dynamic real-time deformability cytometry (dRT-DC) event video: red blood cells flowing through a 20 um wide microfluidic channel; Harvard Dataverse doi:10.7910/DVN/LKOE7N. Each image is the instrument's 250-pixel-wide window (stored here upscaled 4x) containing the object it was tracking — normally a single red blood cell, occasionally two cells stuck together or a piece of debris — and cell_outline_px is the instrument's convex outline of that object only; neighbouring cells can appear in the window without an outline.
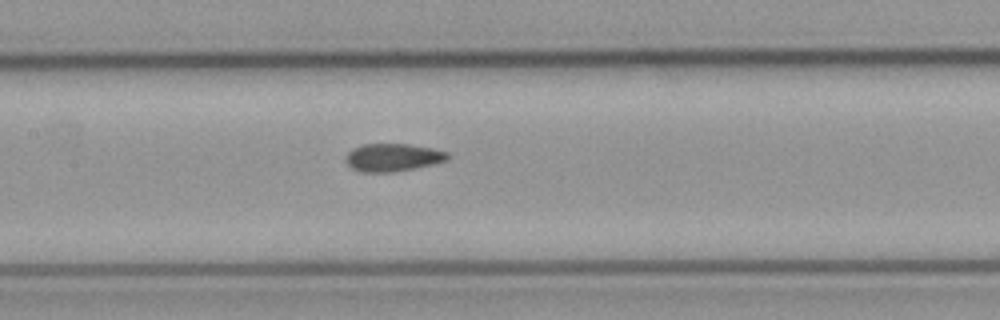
{"species": "common noctule bat (a hibernating species)", "species_latin": "Nyctalus noctula", "temperature_condition": "cold", "stored_images_in_passage": 7, "camera_frame_rate_fps": 3000, "um_per_image_px": 0.085, "animal": {"sex": "male", "body_mass_g": 23.1, "forearm_length_mm": 52.7}, "frame": {"image": 1, "passage_image": 7, "time_ms": 8.667, "image_size_px": [1000, 320], "cell_outline_px": [[448, 160], [432, 164], [392, 172], [360, 172], [352, 168], [344, 160], [348, 152], [352, 148], [364, 144], [408, 144], [432, 148], [448, 152]], "centroid_in_image_um": [33.36, 13.37], "position_along_channel_um": 174.0, "area_um2": 16.42}}